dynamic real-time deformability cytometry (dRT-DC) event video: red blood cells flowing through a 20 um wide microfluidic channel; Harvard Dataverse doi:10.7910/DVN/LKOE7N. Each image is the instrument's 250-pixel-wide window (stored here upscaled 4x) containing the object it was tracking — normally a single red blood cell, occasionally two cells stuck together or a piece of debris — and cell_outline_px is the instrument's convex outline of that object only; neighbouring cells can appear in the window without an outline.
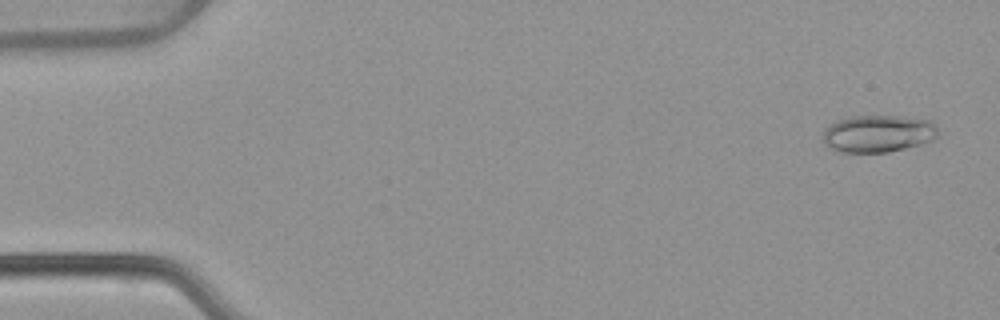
{"species": "common noctule bat (a hibernating species)", "species_latin": "Nyctalus noctula", "temperature_condition": "warm", "stored_images_in_passage": 49, "camera_frame_rate_fps": 3000, "um_per_image_px": 0.085, "animal": {"sex": "female", "body_mass_g": 22.7, "forearm_length_mm": 54.2}, "frame": {"image": 1, "passage_image": 2, "time_ms": 0.333, "image_size_px": [1000, 320], "cell_outline_px": [[936, 136], [932, 140], [920, 144], [888, 152], [836, 152], [824, 144], [824, 128], [828, 124], [836, 120], [848, 116], [904, 116], [932, 120], [936, 128]], "centroid_in_image_um": [74.59, 11.34], "position_along_channel_um": 10.4, "area_um2": 25.14}}
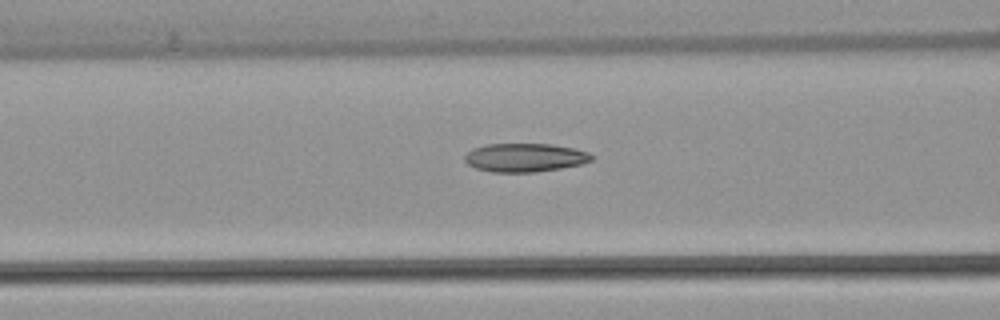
{"frame": {"image": 2, "passage_image": 21, "time_ms": 6.667, "image_size_px": [1000, 320], "cell_outline_px": [[596, 156], [592, 160], [580, 164], [560, 168], [536, 172], [492, 172], [476, 168], [468, 164], [464, 160], [464, 156], [472, 148], [488, 144], [552, 144], [572, 148], [588, 152]], "centroid_in_image_um": [44.61, 13.39], "position_along_channel_um": 122.0, "area_um2": 21.1}}
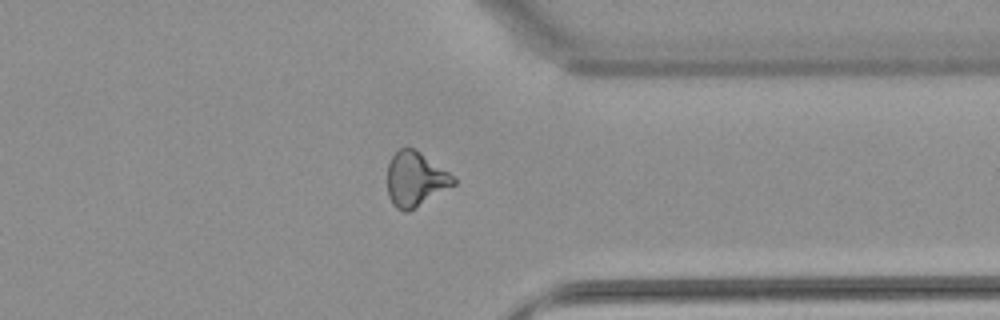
{"frame": {"image": 3, "passage_image": 41, "time_ms": 13.333, "image_size_px": [1000, 320], "cell_outline_px": [[456, 184], [416, 208], [408, 212], [404, 212], [396, 208], [392, 204], [388, 196], [388, 164], [392, 156], [400, 148], [412, 148], [420, 152], [456, 176]], "centroid_in_image_um": [35.33, 15.25], "position_along_channel_um": 376.1, "area_um2": 21.21}}